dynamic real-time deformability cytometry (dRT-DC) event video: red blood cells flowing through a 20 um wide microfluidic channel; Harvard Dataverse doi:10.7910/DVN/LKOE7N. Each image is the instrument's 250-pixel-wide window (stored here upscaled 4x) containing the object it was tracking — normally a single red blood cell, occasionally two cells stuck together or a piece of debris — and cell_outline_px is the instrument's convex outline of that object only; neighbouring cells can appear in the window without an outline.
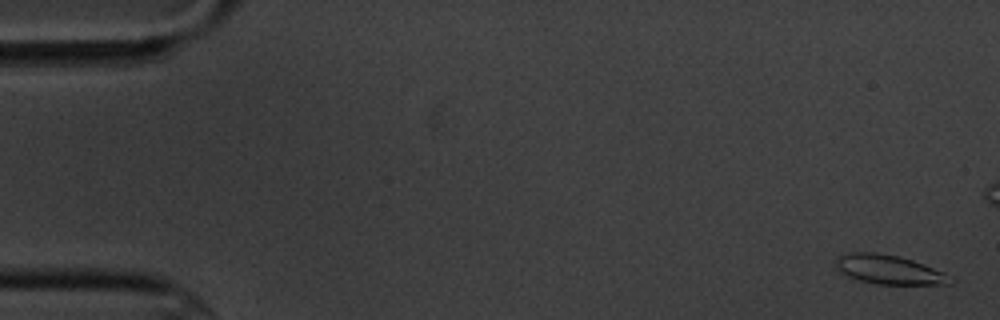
{"species": "common noctule bat (a hibernating species)", "species_latin": "Nyctalus noctula", "temperature_condition": "cold", "stored_images_in_passage": 18, "camera_frame_rate_fps": 3000, "um_per_image_px": 0.085, "animal": {"sex": "male", "body_mass_g": 20.1, "forearm_length_mm": 53.5}, "frame": {"image": 1, "passage_image": 1, "time_ms": 0.0, "image_size_px": [1000, 320], "cell_outline_px": [[956, 280], [952, 284], [876, 284], [856, 280], [840, 272], [836, 268], [836, 260], [840, 256], [848, 252], [876, 252], [900, 256], [924, 264], [944, 272]], "centroid_in_image_um": [75.58, 22.92], "position_along_channel_um": 9.4, "area_um2": 19.65}}
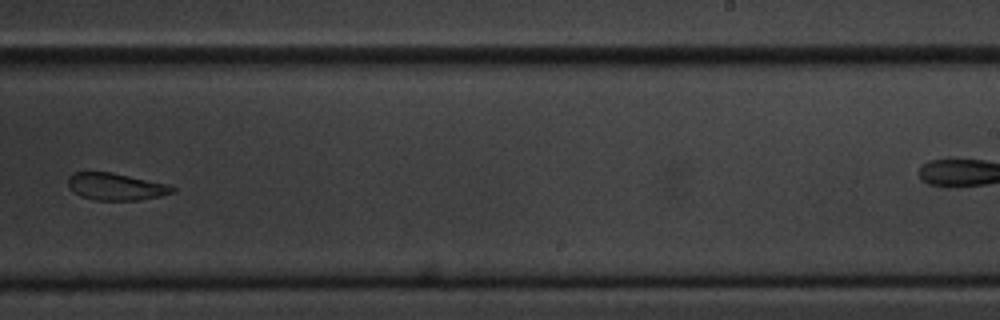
{"frame": {"image": 2, "passage_image": 11, "time_ms": 11.667, "image_size_px": [1000, 320], "cell_outline_px": [[176, 192], [160, 196], [140, 200], [92, 200], [80, 196], [68, 188], [68, 176], [76, 172], [112, 172], [172, 184], [176, 188]], "centroid_in_image_um": [9.9, 15.86], "position_along_channel_um": 279.1, "area_um2": 16.88}}
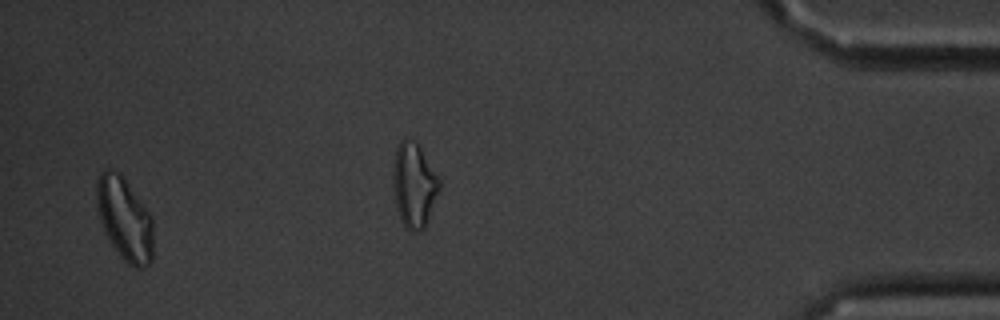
{"frame": {"image": 3, "passage_image": 17, "time_ms": 18.333, "image_size_px": [1000, 320], "cell_outline_px": [[152, 260], [148, 264], [140, 268], [132, 268], [120, 256], [108, 240], [104, 232], [100, 220], [96, 204], [96, 176], [100, 172], [108, 168], [112, 168], [120, 172], [152, 216]], "centroid_in_image_um": [10.56, 18.58], "position_along_channel_um": 424.6, "area_um2": 27.74}, "authors_computed_cell_mechanics": {"area_um2": 18.5827, "velocity_mm_per_s": 3.4452, "shape_relaxation_time_tau1_ms": 10.6475, "shape_relaxation_time_tau2_ms": 5.012, "deformation_change_tau1": 0.1904, "deformation_change_tau2": 0.1192}}